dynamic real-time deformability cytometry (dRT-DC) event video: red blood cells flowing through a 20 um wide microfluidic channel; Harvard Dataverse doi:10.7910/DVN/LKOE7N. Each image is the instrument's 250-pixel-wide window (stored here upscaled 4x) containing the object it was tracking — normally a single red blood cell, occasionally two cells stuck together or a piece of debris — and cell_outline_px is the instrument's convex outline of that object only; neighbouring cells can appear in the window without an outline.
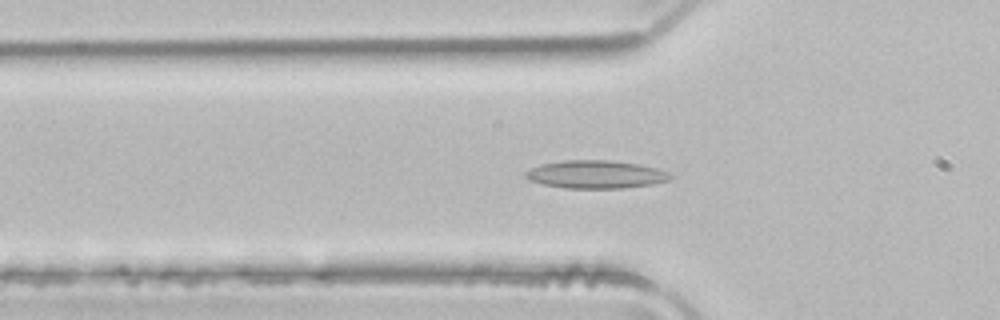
{"species": "common noctule bat (a hibernating species)", "species_latin": "Nyctalus noctula", "temperature_condition": "room temperature", "stored_images_in_passage": 41, "camera_frame_rate_fps": 3000, "um_per_image_px": 0.085, "animal": {"sex": "male", "body_mass_g": 21.5, "forearm_length_mm": 52.0}, "frame": {"image": 1, "passage_image": 7, "time_ms": 2.0, "image_size_px": [1000, 320], "cell_outline_px": [[676, 176], [668, 180], [652, 184], [624, 188], [564, 188], [544, 184], [528, 180], [524, 176], [524, 172], [540, 164], [564, 160], [612, 160], [640, 164], [656, 168], [668, 172]], "centroid_in_image_um": [50.65, 14.82], "position_along_channel_um": 75.1, "area_um2": 23.76}}
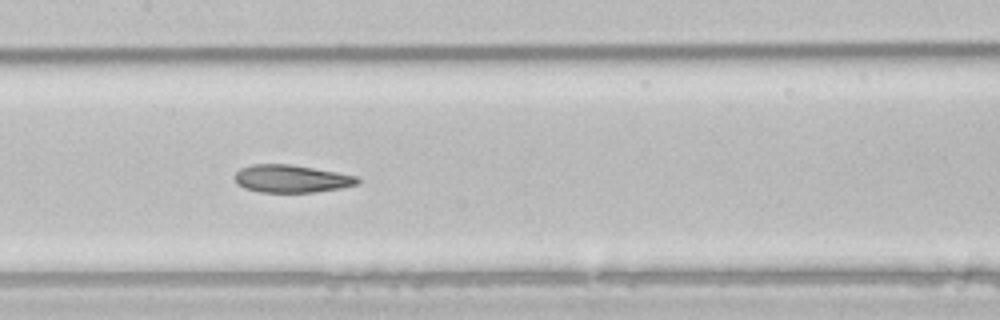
{"frame": {"image": 2, "passage_image": 15, "time_ms": 4.667, "image_size_px": [1000, 320], "cell_outline_px": [[360, 180], [356, 184], [340, 188], [316, 192], [260, 192], [244, 188], [236, 184], [232, 176], [240, 168], [252, 164], [288, 164], [336, 172], [356, 176]], "centroid_in_image_um": [24.69, 15.19], "position_along_channel_um": 182.7, "area_um2": 19.77}}
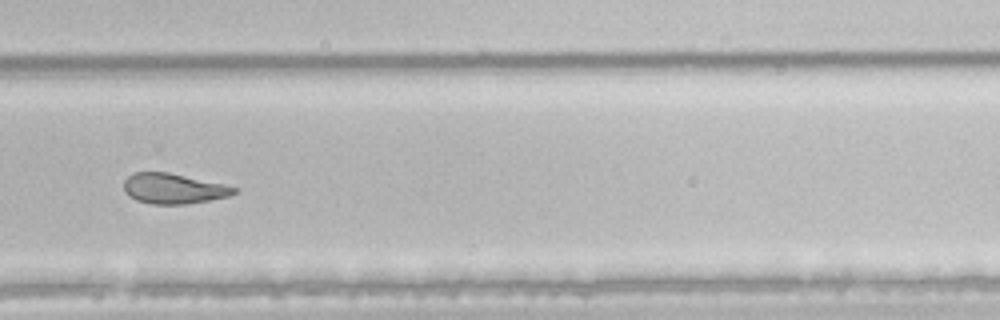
{"frame": {"image": 3, "passage_image": 25, "time_ms": 8.0, "image_size_px": [1000, 320], "cell_outline_px": [[236, 192], [228, 196], [188, 204], [152, 204], [136, 200], [128, 196], [124, 192], [124, 180], [132, 172], [168, 172], [224, 184], [236, 188]], "centroid_in_image_um": [14.69, 16.03], "position_along_channel_um": 315.1, "area_um2": 19.42}, "authors_computed_cell_mechanics": {"area_um2": 21.7906, "velocity_mm_per_s": 4.0001, "shape_relaxation_time_tau1_ms": null, "shape_relaxation_time_tau2_ms": 3.6195, "deformation_change_tau1": null, "deformation_change_tau2": 0.1121}}